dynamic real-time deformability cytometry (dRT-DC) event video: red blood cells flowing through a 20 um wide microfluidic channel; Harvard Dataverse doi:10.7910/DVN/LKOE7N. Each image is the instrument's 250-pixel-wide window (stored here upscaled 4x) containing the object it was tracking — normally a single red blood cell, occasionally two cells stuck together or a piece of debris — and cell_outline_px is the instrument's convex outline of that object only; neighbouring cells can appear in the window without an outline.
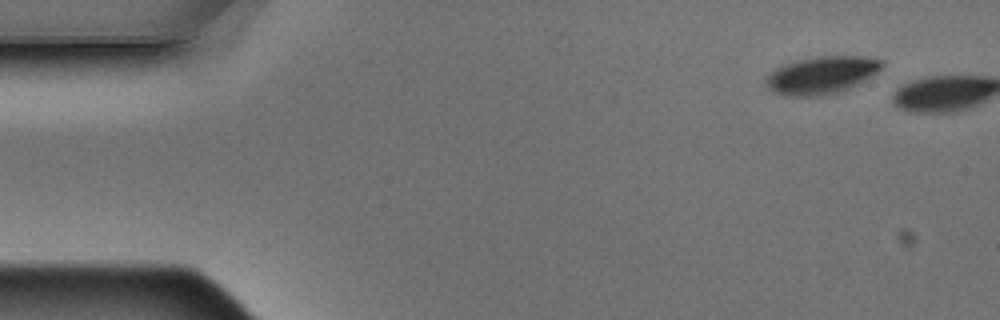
{"species": "Egyptian fruit bat (a non-hibernating species)", "species_latin": "Rousettus aegyptiacus", "temperature_condition": "warm", "stored_images_in_passage": 2, "camera_frame_rate_fps": 3000, "um_per_image_px": 0.085, "animal": {"sex": "male"}, "frame": {"image": 1, "passage_image": 1, "time_ms": 0.0, "image_size_px": [1000, 320], "cell_outline_px": [[884, 64], [876, 72], [864, 80], [848, 88], [836, 92], [812, 96], [788, 96], [776, 92], [768, 88], [764, 80], [764, 76], [776, 68], [784, 64], [816, 56], [860, 56], [884, 60]], "centroid_in_image_um": [69.8, 6.37], "position_along_channel_um": 15.2, "area_um2": 24.97}}